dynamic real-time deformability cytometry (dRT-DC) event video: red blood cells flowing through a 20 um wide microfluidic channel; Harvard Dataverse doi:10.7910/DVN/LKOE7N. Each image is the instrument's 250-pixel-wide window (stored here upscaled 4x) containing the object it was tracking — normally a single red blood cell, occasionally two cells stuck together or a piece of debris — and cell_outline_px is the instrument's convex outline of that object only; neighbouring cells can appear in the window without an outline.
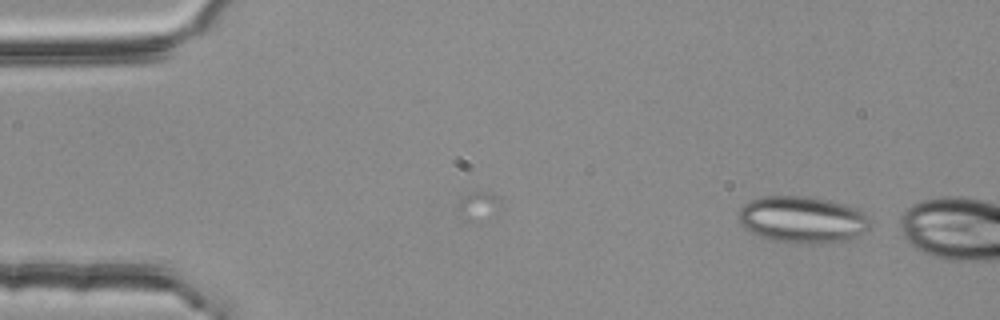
{"species": "common noctule bat (a hibernating species)", "species_latin": "Nyctalus noctula", "temperature_condition": "room temperature", "stored_images_in_passage": 7, "camera_frame_rate_fps": 3000, "um_per_image_px": 0.085, "animal": {"sex": "female", "body_mass_g": 25.1}, "frame": {"image": 1, "passage_image": 7, "time_ms": 2.0, "image_size_px": [1000, 320], "cell_outline_px": [[868, 228], [864, 232], [852, 240], [828, 244], [820, 244], [776, 240], [760, 236], [744, 228], [740, 224], [736, 216], [740, 208], [744, 204], [760, 196], [804, 196], [832, 200], [856, 208], [864, 212], [868, 216]], "centroid_in_image_um": [68.22, 18.66], "position_along_channel_um": 16.8, "area_um2": 36.07}}